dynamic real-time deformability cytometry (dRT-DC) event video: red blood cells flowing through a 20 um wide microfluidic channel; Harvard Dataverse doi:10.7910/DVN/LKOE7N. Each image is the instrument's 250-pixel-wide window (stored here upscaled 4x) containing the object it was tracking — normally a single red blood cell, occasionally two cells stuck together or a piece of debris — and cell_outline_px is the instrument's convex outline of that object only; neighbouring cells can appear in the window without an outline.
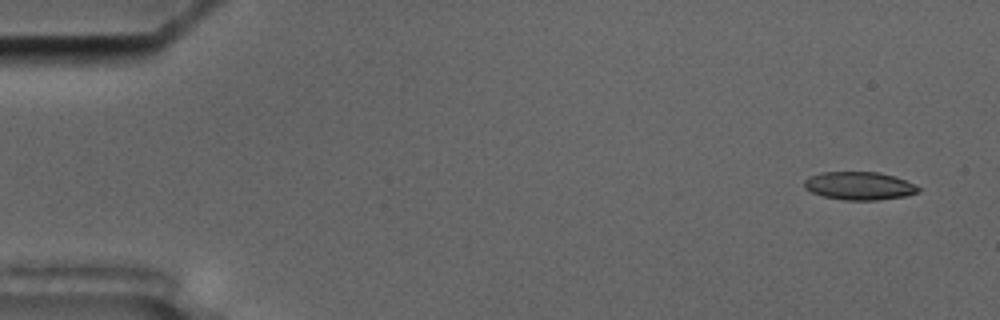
{"species": "common noctule bat (a hibernating species)", "species_latin": "Nyctalus noctula", "temperature_condition": "cold", "stored_images_in_passage": 57, "camera_frame_rate_fps": 3000, "um_per_image_px": 0.085, "animal": {"sex": "male", "body_mass_g": 17.5, "forearm_length_mm": 52.3}, "frame": {"image": 1, "passage_image": 3, "time_ms": 0.667, "image_size_px": [1000, 320], "cell_outline_px": [[920, 192], [904, 196], [876, 200], [844, 200], [824, 196], [812, 192], [804, 188], [804, 180], [808, 176], [820, 172], [880, 172], [904, 180], [920, 188]], "centroid_in_image_um": [72.99, 15.79], "position_along_channel_um": 12.0, "area_um2": 18.55}}
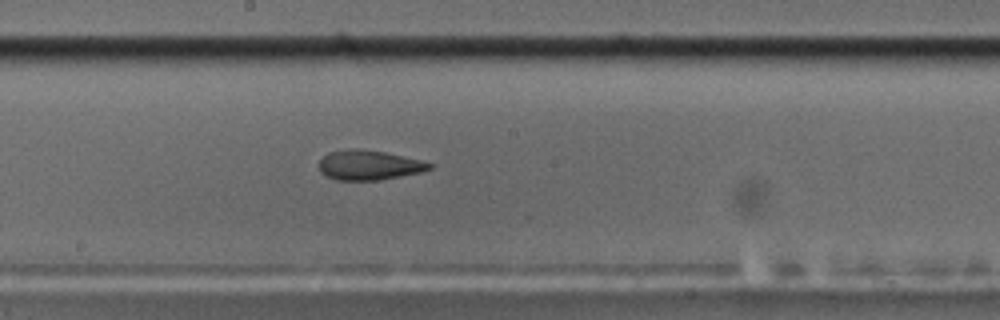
{"frame": {"image": 2, "passage_image": 31, "time_ms": 10.0, "image_size_px": [1000, 320], "cell_outline_px": [[436, 164], [432, 168], [420, 172], [380, 180], [336, 180], [320, 172], [320, 160], [328, 152], [352, 148], [384, 152], [420, 160]], "centroid_in_image_um": [31.37, 14.04], "position_along_channel_um": 216.8, "area_um2": 18.96}}
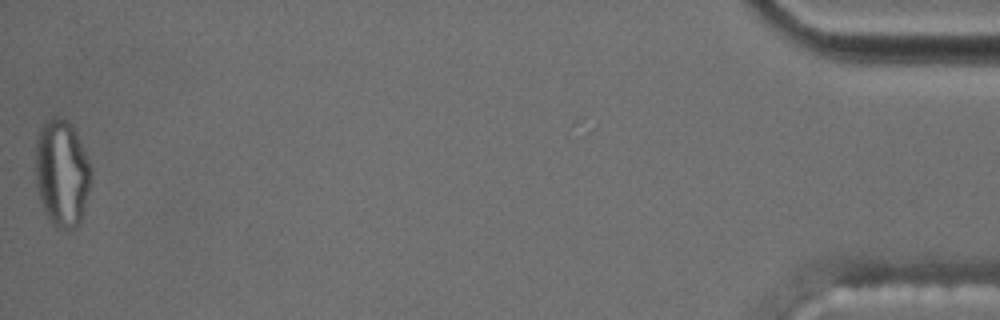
{"frame": {"image": 3, "passage_image": 57, "time_ms": 18.667, "image_size_px": [1000, 320], "cell_outline_px": [[92, 172], [88, 192], [80, 224], [76, 228], [56, 228], [48, 220], [44, 212], [40, 200], [36, 184], [36, 140], [40, 128], [52, 116], [60, 116], [68, 120], [72, 124], [76, 132], [92, 168]], "centroid_in_image_um": [5.26, 14.71], "position_along_channel_um": 429.9, "area_um2": 34.91}, "authors_computed_cell_mechanics": {"area_um2": 19.9988, "velocity_mm_per_s": 3.5389, "shape_relaxation_time_tau1_ms": null, "shape_relaxation_time_tau2_ms": 2.7874, "deformation_change_tau1": null, "deformation_change_tau2": 0.1105}}